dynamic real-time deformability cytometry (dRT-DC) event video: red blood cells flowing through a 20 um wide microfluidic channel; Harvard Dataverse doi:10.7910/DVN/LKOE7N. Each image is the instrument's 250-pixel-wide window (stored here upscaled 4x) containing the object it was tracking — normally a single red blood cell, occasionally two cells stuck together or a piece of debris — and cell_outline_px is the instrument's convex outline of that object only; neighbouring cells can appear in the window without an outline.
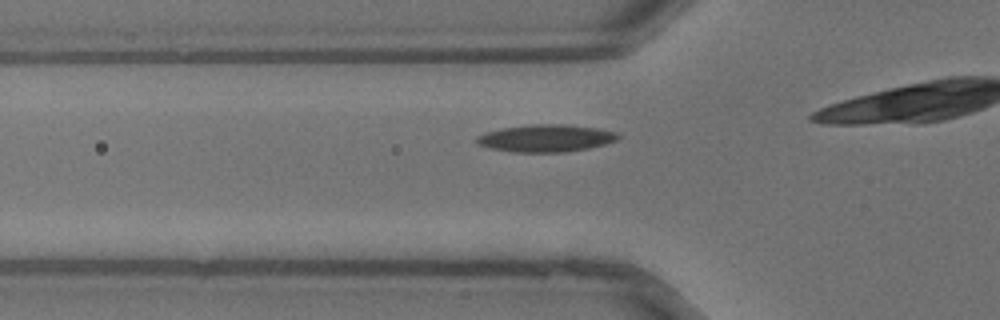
{"species": "common noctule bat (a hibernating species)", "species_latin": "Nyctalus noctula", "temperature_condition": "warm", "stored_images_in_passage": 7, "camera_frame_rate_fps": 3000, "um_per_image_px": 0.085, "animal": {"sex": "male", "body_mass_g": 13.3}, "frame": {"image": 1, "passage_image": 3, "time_ms": 0.667, "image_size_px": [1000, 320], "cell_outline_px": [[620, 136], [616, 140], [604, 144], [588, 148], [564, 152], [512, 152], [492, 148], [476, 144], [476, 136], [484, 132], [500, 128], [532, 124], [560, 124], [596, 128], [620, 132]], "centroid_in_image_um": [46.37, 11.74], "position_along_channel_um": 79.4, "area_um2": 22.54}}